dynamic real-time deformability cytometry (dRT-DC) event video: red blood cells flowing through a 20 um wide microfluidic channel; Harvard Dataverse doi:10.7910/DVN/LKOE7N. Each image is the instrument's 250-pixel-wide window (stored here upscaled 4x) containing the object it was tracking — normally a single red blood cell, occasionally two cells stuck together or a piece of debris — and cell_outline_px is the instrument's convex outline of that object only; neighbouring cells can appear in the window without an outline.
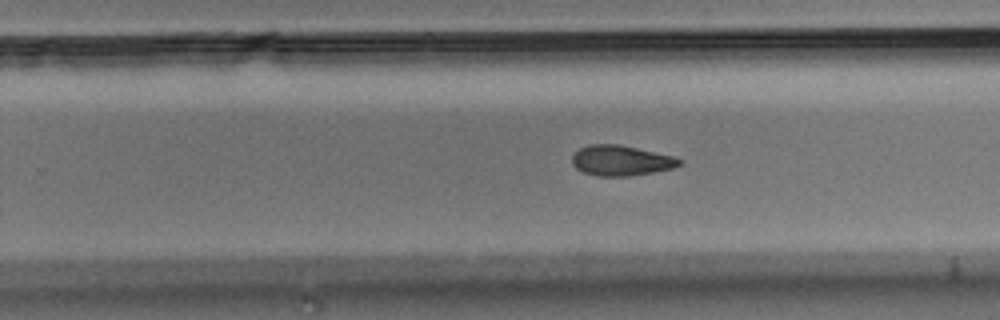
{"species": "Egyptian fruit bat (a non-hibernating species)", "species_latin": "Rousettus aegyptiacus", "temperature_condition": "room temperature", "stored_images_in_passage": 28, "camera_frame_rate_fps": 3000, "um_per_image_px": 0.085, "animal": {"sex": "male"}, "frame": {"image": 1, "passage_image": 20, "time_ms": 6.333, "image_size_px": [1000, 320], "cell_outline_px": [[684, 164], [672, 168], [652, 172], [628, 176], [596, 176], [584, 172], [576, 168], [572, 164], [572, 156], [580, 148], [588, 144], [616, 144], [636, 148], [672, 156], [684, 160]], "centroid_in_image_um": [52.78, 13.65], "position_along_channel_um": 277.0, "area_um2": 18.84}}
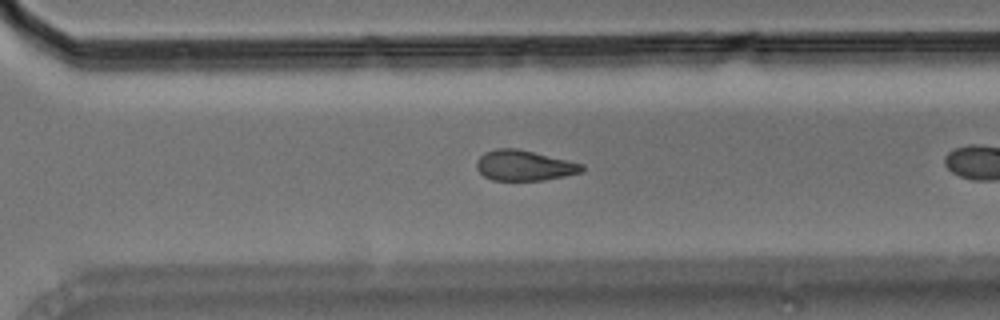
{"frame": {"image": 2, "passage_image": 24, "time_ms": 7.667, "image_size_px": [1000, 320], "cell_outline_px": [[584, 168], [580, 172], [564, 176], [544, 180], [492, 180], [484, 176], [476, 168], [476, 160], [484, 152], [496, 148], [516, 148], [568, 160], [584, 164]], "centroid_in_image_um": [44.52, 14.06], "position_along_channel_um": 326.1, "area_um2": 18.61}}